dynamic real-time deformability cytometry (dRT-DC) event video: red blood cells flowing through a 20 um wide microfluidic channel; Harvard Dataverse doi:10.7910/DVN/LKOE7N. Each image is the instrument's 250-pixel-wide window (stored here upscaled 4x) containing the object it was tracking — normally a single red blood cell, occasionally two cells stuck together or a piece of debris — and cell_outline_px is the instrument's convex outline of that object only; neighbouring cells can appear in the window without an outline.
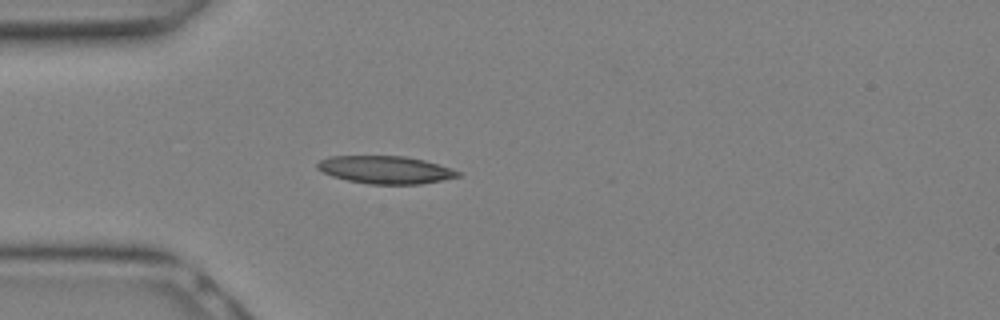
{"species": "Egyptian fruit bat (a non-hibernating species)", "species_latin": "Rousettus aegyptiacus", "temperature_condition": "warm", "stored_images_in_passage": 28, "camera_frame_rate_fps": 3000, "um_per_image_px": 0.085, "animal": {"sex": "female"}, "frame": {"image": 1, "passage_image": 8, "time_ms": 2.333, "image_size_px": [1000, 320], "cell_outline_px": [[460, 176], [420, 184], [368, 184], [348, 180], [332, 176], [316, 168], [316, 164], [320, 160], [328, 156], [404, 156], [424, 160], [460, 172]], "centroid_in_image_um": [32.7, 14.43], "position_along_channel_um": 52.3, "area_um2": 22.43}}
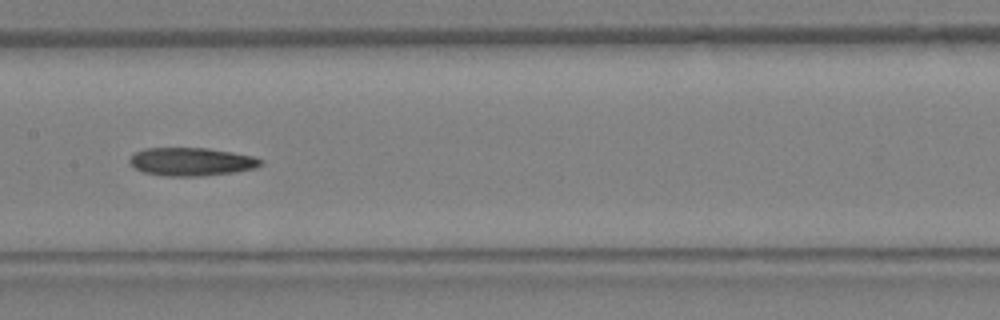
{"frame": {"image": 2, "passage_image": 14, "time_ms": 4.333, "image_size_px": [1000, 320], "cell_outline_px": [[264, 160], [256, 168], [236, 172], [200, 176], [164, 176], [144, 172], [136, 168], [128, 160], [136, 152], [144, 148], [208, 148], [232, 152], [252, 156]], "centroid_in_image_um": [16.29, 13.74], "position_along_channel_um": 191.1, "area_um2": 21.44}}
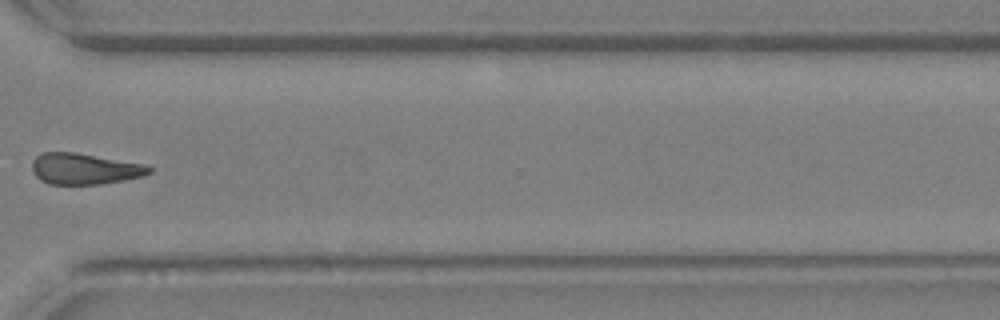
{"frame": {"image": 3, "passage_image": 21, "time_ms": 6.667, "image_size_px": [1000, 320], "cell_outline_px": [[152, 172], [140, 176], [124, 180], [100, 184], [48, 184], [40, 180], [32, 172], [32, 160], [40, 152], [76, 152], [144, 164], [152, 168]], "centroid_in_image_um": [7.14, 14.34], "position_along_channel_um": 363.5, "area_um2": 21.27}}